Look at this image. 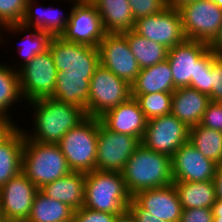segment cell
Segmentation results:
<instances>
[{
  "label": "cell",
  "mask_w": 222,
  "mask_h": 222,
  "mask_svg": "<svg viewBox=\"0 0 222 222\" xmlns=\"http://www.w3.org/2000/svg\"><path fill=\"white\" fill-rule=\"evenodd\" d=\"M212 208L182 209L179 222H213Z\"/></svg>",
  "instance_id": "39"
},
{
  "label": "cell",
  "mask_w": 222,
  "mask_h": 222,
  "mask_svg": "<svg viewBox=\"0 0 222 222\" xmlns=\"http://www.w3.org/2000/svg\"><path fill=\"white\" fill-rule=\"evenodd\" d=\"M48 49L63 75L93 76L100 65L99 50L93 46L67 42L59 36L51 38Z\"/></svg>",
  "instance_id": "7"
},
{
  "label": "cell",
  "mask_w": 222,
  "mask_h": 222,
  "mask_svg": "<svg viewBox=\"0 0 222 222\" xmlns=\"http://www.w3.org/2000/svg\"><path fill=\"white\" fill-rule=\"evenodd\" d=\"M140 144L137 137L109 130L99 118L96 170L122 172Z\"/></svg>",
  "instance_id": "11"
},
{
  "label": "cell",
  "mask_w": 222,
  "mask_h": 222,
  "mask_svg": "<svg viewBox=\"0 0 222 222\" xmlns=\"http://www.w3.org/2000/svg\"><path fill=\"white\" fill-rule=\"evenodd\" d=\"M209 48L220 58H222V25L214 40L209 44Z\"/></svg>",
  "instance_id": "44"
},
{
  "label": "cell",
  "mask_w": 222,
  "mask_h": 222,
  "mask_svg": "<svg viewBox=\"0 0 222 222\" xmlns=\"http://www.w3.org/2000/svg\"><path fill=\"white\" fill-rule=\"evenodd\" d=\"M212 211L214 215L213 222H222V200L216 199Z\"/></svg>",
  "instance_id": "45"
},
{
  "label": "cell",
  "mask_w": 222,
  "mask_h": 222,
  "mask_svg": "<svg viewBox=\"0 0 222 222\" xmlns=\"http://www.w3.org/2000/svg\"><path fill=\"white\" fill-rule=\"evenodd\" d=\"M134 20L158 14L166 6L165 0H128Z\"/></svg>",
  "instance_id": "36"
},
{
  "label": "cell",
  "mask_w": 222,
  "mask_h": 222,
  "mask_svg": "<svg viewBox=\"0 0 222 222\" xmlns=\"http://www.w3.org/2000/svg\"><path fill=\"white\" fill-rule=\"evenodd\" d=\"M207 2H211L216 4L218 7L222 8V0H205Z\"/></svg>",
  "instance_id": "48"
},
{
  "label": "cell",
  "mask_w": 222,
  "mask_h": 222,
  "mask_svg": "<svg viewBox=\"0 0 222 222\" xmlns=\"http://www.w3.org/2000/svg\"><path fill=\"white\" fill-rule=\"evenodd\" d=\"M127 212L135 220V222H165L150 212L142 209L133 199L131 200Z\"/></svg>",
  "instance_id": "41"
},
{
  "label": "cell",
  "mask_w": 222,
  "mask_h": 222,
  "mask_svg": "<svg viewBox=\"0 0 222 222\" xmlns=\"http://www.w3.org/2000/svg\"><path fill=\"white\" fill-rule=\"evenodd\" d=\"M217 200H222V165H218L213 179Z\"/></svg>",
  "instance_id": "43"
},
{
  "label": "cell",
  "mask_w": 222,
  "mask_h": 222,
  "mask_svg": "<svg viewBox=\"0 0 222 222\" xmlns=\"http://www.w3.org/2000/svg\"><path fill=\"white\" fill-rule=\"evenodd\" d=\"M198 0H165L166 6L170 8L179 9L183 7L184 5H187L189 3L195 2Z\"/></svg>",
  "instance_id": "46"
},
{
  "label": "cell",
  "mask_w": 222,
  "mask_h": 222,
  "mask_svg": "<svg viewBox=\"0 0 222 222\" xmlns=\"http://www.w3.org/2000/svg\"><path fill=\"white\" fill-rule=\"evenodd\" d=\"M96 0H76V2H80V3H90L93 4Z\"/></svg>",
  "instance_id": "49"
},
{
  "label": "cell",
  "mask_w": 222,
  "mask_h": 222,
  "mask_svg": "<svg viewBox=\"0 0 222 222\" xmlns=\"http://www.w3.org/2000/svg\"><path fill=\"white\" fill-rule=\"evenodd\" d=\"M210 48L199 58L198 60V73L196 80H191L190 86L195 90L205 93L207 95L212 94V65L219 59Z\"/></svg>",
  "instance_id": "34"
},
{
  "label": "cell",
  "mask_w": 222,
  "mask_h": 222,
  "mask_svg": "<svg viewBox=\"0 0 222 222\" xmlns=\"http://www.w3.org/2000/svg\"><path fill=\"white\" fill-rule=\"evenodd\" d=\"M119 216L108 212L91 210L81 207L74 211L75 222H115Z\"/></svg>",
  "instance_id": "38"
},
{
  "label": "cell",
  "mask_w": 222,
  "mask_h": 222,
  "mask_svg": "<svg viewBox=\"0 0 222 222\" xmlns=\"http://www.w3.org/2000/svg\"><path fill=\"white\" fill-rule=\"evenodd\" d=\"M212 94L210 100L215 102H222V58H219L212 65Z\"/></svg>",
  "instance_id": "40"
},
{
  "label": "cell",
  "mask_w": 222,
  "mask_h": 222,
  "mask_svg": "<svg viewBox=\"0 0 222 222\" xmlns=\"http://www.w3.org/2000/svg\"><path fill=\"white\" fill-rule=\"evenodd\" d=\"M24 140V131L18 126L0 144V188L22 172Z\"/></svg>",
  "instance_id": "27"
},
{
  "label": "cell",
  "mask_w": 222,
  "mask_h": 222,
  "mask_svg": "<svg viewBox=\"0 0 222 222\" xmlns=\"http://www.w3.org/2000/svg\"><path fill=\"white\" fill-rule=\"evenodd\" d=\"M92 76L63 75L57 71L55 90L50 97L83 108L89 116V86Z\"/></svg>",
  "instance_id": "23"
},
{
  "label": "cell",
  "mask_w": 222,
  "mask_h": 222,
  "mask_svg": "<svg viewBox=\"0 0 222 222\" xmlns=\"http://www.w3.org/2000/svg\"><path fill=\"white\" fill-rule=\"evenodd\" d=\"M18 74L21 95L27 103L52 96L55 90L57 69L49 49L21 66Z\"/></svg>",
  "instance_id": "8"
},
{
  "label": "cell",
  "mask_w": 222,
  "mask_h": 222,
  "mask_svg": "<svg viewBox=\"0 0 222 222\" xmlns=\"http://www.w3.org/2000/svg\"><path fill=\"white\" fill-rule=\"evenodd\" d=\"M210 96L192 87L176 89L172 94L171 113L189 128L200 124Z\"/></svg>",
  "instance_id": "20"
},
{
  "label": "cell",
  "mask_w": 222,
  "mask_h": 222,
  "mask_svg": "<svg viewBox=\"0 0 222 222\" xmlns=\"http://www.w3.org/2000/svg\"><path fill=\"white\" fill-rule=\"evenodd\" d=\"M130 50L138 62L140 69L153 66L167 59L169 49L140 36L133 30L123 32Z\"/></svg>",
  "instance_id": "30"
},
{
  "label": "cell",
  "mask_w": 222,
  "mask_h": 222,
  "mask_svg": "<svg viewBox=\"0 0 222 222\" xmlns=\"http://www.w3.org/2000/svg\"><path fill=\"white\" fill-rule=\"evenodd\" d=\"M209 49V44L185 39L168 51L169 62L175 89L189 87L191 80H196L198 60Z\"/></svg>",
  "instance_id": "17"
},
{
  "label": "cell",
  "mask_w": 222,
  "mask_h": 222,
  "mask_svg": "<svg viewBox=\"0 0 222 222\" xmlns=\"http://www.w3.org/2000/svg\"><path fill=\"white\" fill-rule=\"evenodd\" d=\"M131 200L121 172L85 173L84 207L120 217L127 213Z\"/></svg>",
  "instance_id": "3"
},
{
  "label": "cell",
  "mask_w": 222,
  "mask_h": 222,
  "mask_svg": "<svg viewBox=\"0 0 222 222\" xmlns=\"http://www.w3.org/2000/svg\"><path fill=\"white\" fill-rule=\"evenodd\" d=\"M5 222H26V221H5Z\"/></svg>",
  "instance_id": "52"
},
{
  "label": "cell",
  "mask_w": 222,
  "mask_h": 222,
  "mask_svg": "<svg viewBox=\"0 0 222 222\" xmlns=\"http://www.w3.org/2000/svg\"><path fill=\"white\" fill-rule=\"evenodd\" d=\"M74 211L69 205L47 197L38 190L26 222H66L74 218Z\"/></svg>",
  "instance_id": "29"
},
{
  "label": "cell",
  "mask_w": 222,
  "mask_h": 222,
  "mask_svg": "<svg viewBox=\"0 0 222 222\" xmlns=\"http://www.w3.org/2000/svg\"><path fill=\"white\" fill-rule=\"evenodd\" d=\"M0 222H5L1 211V203H0Z\"/></svg>",
  "instance_id": "50"
},
{
  "label": "cell",
  "mask_w": 222,
  "mask_h": 222,
  "mask_svg": "<svg viewBox=\"0 0 222 222\" xmlns=\"http://www.w3.org/2000/svg\"><path fill=\"white\" fill-rule=\"evenodd\" d=\"M22 172L40 189L72 171L58 144L39 143L25 136Z\"/></svg>",
  "instance_id": "4"
},
{
  "label": "cell",
  "mask_w": 222,
  "mask_h": 222,
  "mask_svg": "<svg viewBox=\"0 0 222 222\" xmlns=\"http://www.w3.org/2000/svg\"><path fill=\"white\" fill-rule=\"evenodd\" d=\"M218 164L206 158L190 142L182 145L172 157L174 182L213 181Z\"/></svg>",
  "instance_id": "16"
},
{
  "label": "cell",
  "mask_w": 222,
  "mask_h": 222,
  "mask_svg": "<svg viewBox=\"0 0 222 222\" xmlns=\"http://www.w3.org/2000/svg\"><path fill=\"white\" fill-rule=\"evenodd\" d=\"M22 100L18 70L7 63L0 64V118L12 119L11 108ZM19 101V102H18ZM14 105V106H13ZM10 109V110H9ZM10 111V112H9Z\"/></svg>",
  "instance_id": "31"
},
{
  "label": "cell",
  "mask_w": 222,
  "mask_h": 222,
  "mask_svg": "<svg viewBox=\"0 0 222 222\" xmlns=\"http://www.w3.org/2000/svg\"><path fill=\"white\" fill-rule=\"evenodd\" d=\"M100 121L111 131L137 137L142 140L147 126V119L138 101L130 97L126 102L108 110Z\"/></svg>",
  "instance_id": "19"
},
{
  "label": "cell",
  "mask_w": 222,
  "mask_h": 222,
  "mask_svg": "<svg viewBox=\"0 0 222 222\" xmlns=\"http://www.w3.org/2000/svg\"><path fill=\"white\" fill-rule=\"evenodd\" d=\"M172 94L156 92L153 94H131L135 98L147 120L171 114Z\"/></svg>",
  "instance_id": "33"
},
{
  "label": "cell",
  "mask_w": 222,
  "mask_h": 222,
  "mask_svg": "<svg viewBox=\"0 0 222 222\" xmlns=\"http://www.w3.org/2000/svg\"><path fill=\"white\" fill-rule=\"evenodd\" d=\"M189 133L190 128L171 113L148 120L141 143L172 158L182 145L189 142Z\"/></svg>",
  "instance_id": "10"
},
{
  "label": "cell",
  "mask_w": 222,
  "mask_h": 222,
  "mask_svg": "<svg viewBox=\"0 0 222 222\" xmlns=\"http://www.w3.org/2000/svg\"><path fill=\"white\" fill-rule=\"evenodd\" d=\"M39 190L47 197L78 210L84 206L85 173L71 172L44 185Z\"/></svg>",
  "instance_id": "21"
},
{
  "label": "cell",
  "mask_w": 222,
  "mask_h": 222,
  "mask_svg": "<svg viewBox=\"0 0 222 222\" xmlns=\"http://www.w3.org/2000/svg\"><path fill=\"white\" fill-rule=\"evenodd\" d=\"M98 133L99 118L87 116L61 138L58 145L72 172L96 170Z\"/></svg>",
  "instance_id": "5"
},
{
  "label": "cell",
  "mask_w": 222,
  "mask_h": 222,
  "mask_svg": "<svg viewBox=\"0 0 222 222\" xmlns=\"http://www.w3.org/2000/svg\"><path fill=\"white\" fill-rule=\"evenodd\" d=\"M115 222H135V220L127 212L125 215L118 217Z\"/></svg>",
  "instance_id": "47"
},
{
  "label": "cell",
  "mask_w": 222,
  "mask_h": 222,
  "mask_svg": "<svg viewBox=\"0 0 222 222\" xmlns=\"http://www.w3.org/2000/svg\"><path fill=\"white\" fill-rule=\"evenodd\" d=\"M189 142L203 156L222 165V132L198 124L190 127Z\"/></svg>",
  "instance_id": "32"
},
{
  "label": "cell",
  "mask_w": 222,
  "mask_h": 222,
  "mask_svg": "<svg viewBox=\"0 0 222 222\" xmlns=\"http://www.w3.org/2000/svg\"><path fill=\"white\" fill-rule=\"evenodd\" d=\"M130 97L131 85L100 64L90 80L89 116L100 118Z\"/></svg>",
  "instance_id": "6"
},
{
  "label": "cell",
  "mask_w": 222,
  "mask_h": 222,
  "mask_svg": "<svg viewBox=\"0 0 222 222\" xmlns=\"http://www.w3.org/2000/svg\"><path fill=\"white\" fill-rule=\"evenodd\" d=\"M15 120L0 118V144L18 127Z\"/></svg>",
  "instance_id": "42"
},
{
  "label": "cell",
  "mask_w": 222,
  "mask_h": 222,
  "mask_svg": "<svg viewBox=\"0 0 222 222\" xmlns=\"http://www.w3.org/2000/svg\"><path fill=\"white\" fill-rule=\"evenodd\" d=\"M106 34L96 7L90 3L75 2L70 10L69 21L60 37L67 42L98 48Z\"/></svg>",
  "instance_id": "13"
},
{
  "label": "cell",
  "mask_w": 222,
  "mask_h": 222,
  "mask_svg": "<svg viewBox=\"0 0 222 222\" xmlns=\"http://www.w3.org/2000/svg\"><path fill=\"white\" fill-rule=\"evenodd\" d=\"M27 104L33 110V129L28 131L29 128L22 127V130L29 140L39 143L58 144L69 130L87 117L83 108L51 98H40Z\"/></svg>",
  "instance_id": "1"
},
{
  "label": "cell",
  "mask_w": 222,
  "mask_h": 222,
  "mask_svg": "<svg viewBox=\"0 0 222 222\" xmlns=\"http://www.w3.org/2000/svg\"><path fill=\"white\" fill-rule=\"evenodd\" d=\"M186 39L210 44L222 25V8L198 0L178 9Z\"/></svg>",
  "instance_id": "9"
},
{
  "label": "cell",
  "mask_w": 222,
  "mask_h": 222,
  "mask_svg": "<svg viewBox=\"0 0 222 222\" xmlns=\"http://www.w3.org/2000/svg\"><path fill=\"white\" fill-rule=\"evenodd\" d=\"M2 31H4V33L5 31L7 33H12V34L18 33L17 36L21 35L23 32L27 33L22 38L23 40H21V44L23 45H19L20 47H17L19 49L17 52H19L20 54L19 57H21L22 60L20 61L21 63H19L20 66H18L17 63H16L17 66L16 65L11 66L15 70H18L24 64L32 61L36 55L41 54L46 50H48L49 43L52 38V36L49 33H46L45 31H40L39 29H30L25 26H22L21 24L10 25L0 28V46L2 44L4 45L5 42L4 40L5 36L2 35Z\"/></svg>",
  "instance_id": "26"
},
{
  "label": "cell",
  "mask_w": 222,
  "mask_h": 222,
  "mask_svg": "<svg viewBox=\"0 0 222 222\" xmlns=\"http://www.w3.org/2000/svg\"><path fill=\"white\" fill-rule=\"evenodd\" d=\"M182 209L212 208L215 201L213 181L173 182Z\"/></svg>",
  "instance_id": "28"
},
{
  "label": "cell",
  "mask_w": 222,
  "mask_h": 222,
  "mask_svg": "<svg viewBox=\"0 0 222 222\" xmlns=\"http://www.w3.org/2000/svg\"><path fill=\"white\" fill-rule=\"evenodd\" d=\"M175 90L173 74L167 60L140 69L136 80L131 85V94L173 93Z\"/></svg>",
  "instance_id": "24"
},
{
  "label": "cell",
  "mask_w": 222,
  "mask_h": 222,
  "mask_svg": "<svg viewBox=\"0 0 222 222\" xmlns=\"http://www.w3.org/2000/svg\"><path fill=\"white\" fill-rule=\"evenodd\" d=\"M100 64L132 85L140 72L123 33H107L98 46Z\"/></svg>",
  "instance_id": "14"
},
{
  "label": "cell",
  "mask_w": 222,
  "mask_h": 222,
  "mask_svg": "<svg viewBox=\"0 0 222 222\" xmlns=\"http://www.w3.org/2000/svg\"><path fill=\"white\" fill-rule=\"evenodd\" d=\"M37 0H27L26 11L21 22L22 26L30 29H39L49 33L52 37H59L65 30L66 24L69 21L70 12L68 15L62 14L61 9L51 6L41 10L37 7ZM33 6V7H32ZM36 7V8H35ZM35 8V9H34ZM58 10V11H57Z\"/></svg>",
  "instance_id": "22"
},
{
  "label": "cell",
  "mask_w": 222,
  "mask_h": 222,
  "mask_svg": "<svg viewBox=\"0 0 222 222\" xmlns=\"http://www.w3.org/2000/svg\"><path fill=\"white\" fill-rule=\"evenodd\" d=\"M93 5L99 12L106 33L133 29L135 20L128 0H96Z\"/></svg>",
  "instance_id": "25"
},
{
  "label": "cell",
  "mask_w": 222,
  "mask_h": 222,
  "mask_svg": "<svg viewBox=\"0 0 222 222\" xmlns=\"http://www.w3.org/2000/svg\"><path fill=\"white\" fill-rule=\"evenodd\" d=\"M150 41L159 43L168 49L182 43L183 33L181 16L177 9L165 7L160 13L140 18L132 29Z\"/></svg>",
  "instance_id": "12"
},
{
  "label": "cell",
  "mask_w": 222,
  "mask_h": 222,
  "mask_svg": "<svg viewBox=\"0 0 222 222\" xmlns=\"http://www.w3.org/2000/svg\"><path fill=\"white\" fill-rule=\"evenodd\" d=\"M132 199L151 215L165 222H179L182 206L174 185L142 190Z\"/></svg>",
  "instance_id": "18"
},
{
  "label": "cell",
  "mask_w": 222,
  "mask_h": 222,
  "mask_svg": "<svg viewBox=\"0 0 222 222\" xmlns=\"http://www.w3.org/2000/svg\"><path fill=\"white\" fill-rule=\"evenodd\" d=\"M66 222H75V220H74V219H72V220H69V221H66Z\"/></svg>",
  "instance_id": "53"
},
{
  "label": "cell",
  "mask_w": 222,
  "mask_h": 222,
  "mask_svg": "<svg viewBox=\"0 0 222 222\" xmlns=\"http://www.w3.org/2000/svg\"><path fill=\"white\" fill-rule=\"evenodd\" d=\"M131 196L173 184L172 158L146 148L142 143L127 160L121 172Z\"/></svg>",
  "instance_id": "2"
},
{
  "label": "cell",
  "mask_w": 222,
  "mask_h": 222,
  "mask_svg": "<svg viewBox=\"0 0 222 222\" xmlns=\"http://www.w3.org/2000/svg\"><path fill=\"white\" fill-rule=\"evenodd\" d=\"M55 1V0H54ZM59 1V0H58ZM61 1H63V0H61ZM64 1H66V0H64ZM69 1V3L70 2H72V3H70V4H74L75 2H76V0H68Z\"/></svg>",
  "instance_id": "51"
},
{
  "label": "cell",
  "mask_w": 222,
  "mask_h": 222,
  "mask_svg": "<svg viewBox=\"0 0 222 222\" xmlns=\"http://www.w3.org/2000/svg\"><path fill=\"white\" fill-rule=\"evenodd\" d=\"M39 189L21 172L0 188L1 211L5 221H26Z\"/></svg>",
  "instance_id": "15"
},
{
  "label": "cell",
  "mask_w": 222,
  "mask_h": 222,
  "mask_svg": "<svg viewBox=\"0 0 222 222\" xmlns=\"http://www.w3.org/2000/svg\"><path fill=\"white\" fill-rule=\"evenodd\" d=\"M27 0H0V28L21 24Z\"/></svg>",
  "instance_id": "35"
},
{
  "label": "cell",
  "mask_w": 222,
  "mask_h": 222,
  "mask_svg": "<svg viewBox=\"0 0 222 222\" xmlns=\"http://www.w3.org/2000/svg\"><path fill=\"white\" fill-rule=\"evenodd\" d=\"M200 125L222 132V102H209Z\"/></svg>",
  "instance_id": "37"
}]
</instances>
